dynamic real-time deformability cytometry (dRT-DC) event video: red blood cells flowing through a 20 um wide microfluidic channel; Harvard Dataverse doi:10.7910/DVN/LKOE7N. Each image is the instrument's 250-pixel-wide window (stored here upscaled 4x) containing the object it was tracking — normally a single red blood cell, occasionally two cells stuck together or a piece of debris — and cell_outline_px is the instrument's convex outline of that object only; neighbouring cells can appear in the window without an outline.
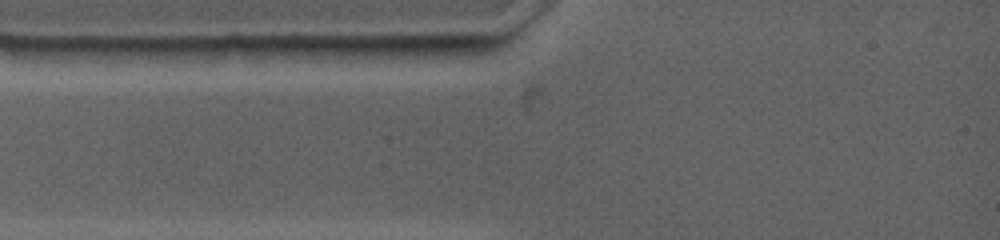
{"species": "common noctule bat (a hibernating species)", "species_latin": "Nyctalus noctula", "temperature_condition": "warm", "stored_images_in_passage": 1, "camera_frame_rate_fps": 4500, "um_per_image_px": 0.085, "animal": {"sex": "female", "body_mass_g": 19.0, "forearm_length_mm": 53.3}, "frame": {"image": 1, "passage_image": 1, "time_ms": 0.0, "image_size_px": [1000, 240], "cell_outline_px": [[424, 48], [380, 56], [296, 60], [272, 48], [284, 44], [324, 44]], "centroid_in_image_um": [28.59, 4.34], "position_along_channel_um": 56.4, "area_um2": 11.16}}